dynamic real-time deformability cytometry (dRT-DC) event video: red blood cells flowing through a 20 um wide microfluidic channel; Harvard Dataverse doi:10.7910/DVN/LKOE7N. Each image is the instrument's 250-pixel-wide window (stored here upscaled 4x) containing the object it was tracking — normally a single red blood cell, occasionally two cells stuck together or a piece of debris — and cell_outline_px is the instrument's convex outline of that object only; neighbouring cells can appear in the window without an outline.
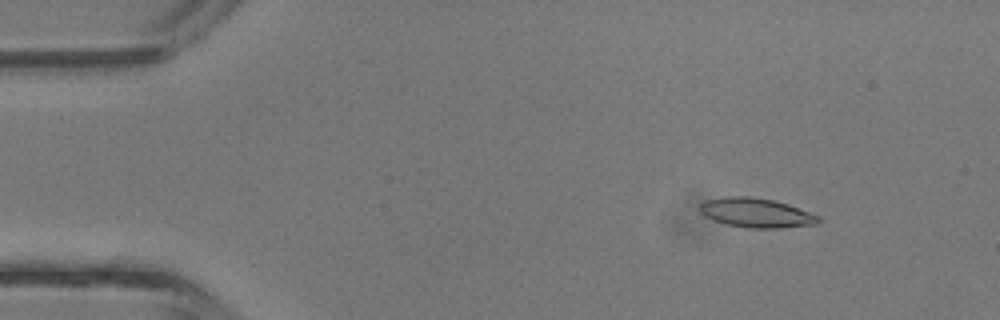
{"species": "common noctule bat (a hibernating species)", "species_latin": "Nyctalus noctula", "temperature_condition": "room temperature", "stored_images_in_passage": 42, "camera_frame_rate_fps": 3000, "um_per_image_px": 0.085, "animal": {"sex": "male", "body_mass_g": 13.3}, "frame": {"image": 1, "passage_image": 5, "time_ms": 1.333, "image_size_px": [1000, 320], "cell_outline_px": [[820, 220], [816, 224], [780, 228], [748, 228], [728, 224], [712, 220], [704, 216], [700, 212], [700, 204], [704, 200], [724, 196], [752, 196], [776, 200], [788, 204], [820, 216]], "centroid_in_image_um": [64.25, 18.07], "position_along_channel_um": 20.7, "area_um2": 20.52}}
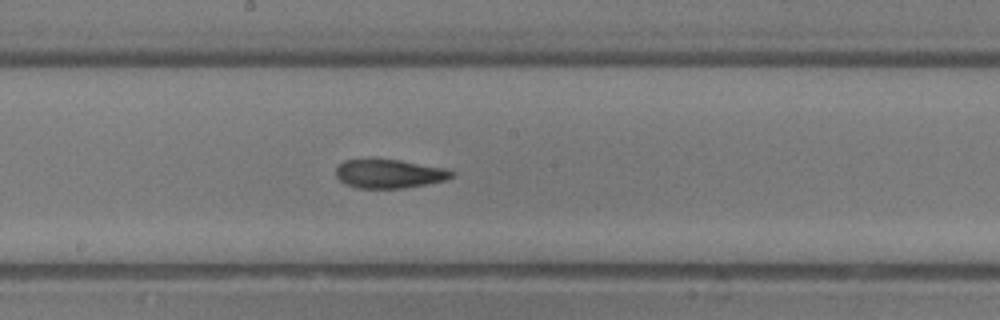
{"frame": {"image": 2, "passage_image": 22, "time_ms": 7.0, "image_size_px": [1000, 320], "cell_outline_px": [[456, 172], [452, 176], [444, 180], [428, 184], [404, 188], [356, 188], [344, 184], [336, 176], [336, 168], [344, 160], [376, 156], [448, 168]], "centroid_in_image_um": [33.06, 14.72], "position_along_channel_um": 215.1, "area_um2": 20.23}}
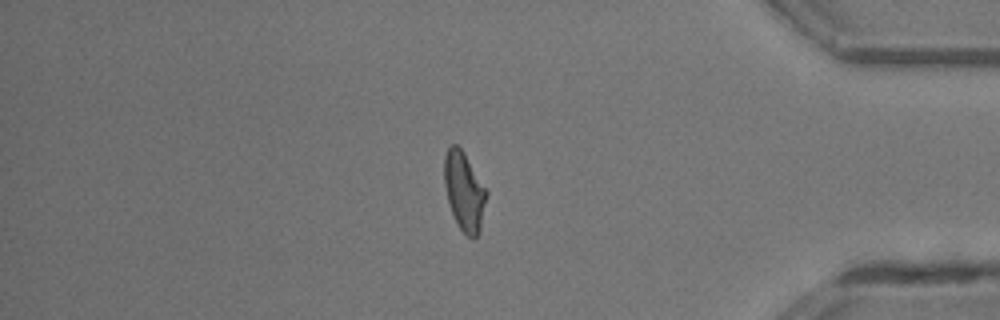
{"frame": {"image": 3, "passage_image": 35, "time_ms": 11.333, "image_size_px": [1000, 320], "cell_outline_px": [[488, 192], [480, 232], [472, 240], [460, 228], [452, 212], [448, 200], [444, 184], [444, 156], [448, 148], [452, 144], [456, 144], [464, 152]], "centroid_in_image_um": [39.47, 16.26], "position_along_channel_um": 395.7, "area_um2": 19.25}, "authors_computed_cell_mechanics": {"area_um2": 19.7387, "velocity_mm_per_s": 4.9195, "shape_relaxation_time_tau1_ms": 6.3361, "shape_relaxation_time_tau2_ms": 2.6714, "deformation_change_tau1": 0.2333, "deformation_change_tau2": 0.124}}